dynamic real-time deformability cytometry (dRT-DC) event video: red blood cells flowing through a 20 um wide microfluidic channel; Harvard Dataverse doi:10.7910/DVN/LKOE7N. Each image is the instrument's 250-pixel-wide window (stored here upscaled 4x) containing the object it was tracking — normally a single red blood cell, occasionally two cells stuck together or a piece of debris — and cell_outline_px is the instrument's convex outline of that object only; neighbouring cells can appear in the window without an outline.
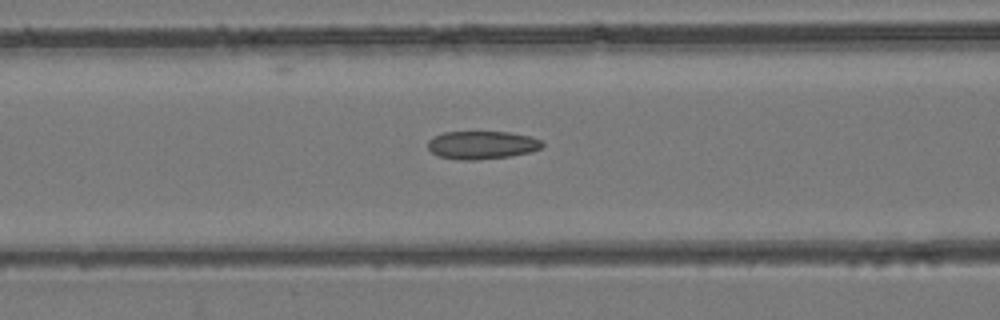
{"species": "common noctule bat (a hibernating species)", "species_latin": "Nyctalus noctula", "temperature_condition": "room temperature", "stored_images_in_passage": 47, "camera_frame_rate_fps": 3000, "um_per_image_px": 0.085, "animal": {"sex": "female", "body_mass_g": 24.6, "forearm_length_mm": 56.2}, "frame": {"image": 1, "passage_image": 19, "time_ms": 6.0, "image_size_px": [1000, 320], "cell_outline_px": [[544, 144], [540, 148], [528, 152], [508, 156], [476, 160], [460, 160], [440, 156], [432, 152], [428, 148], [428, 140], [444, 132], [508, 132], [528, 136], [540, 140]], "centroid_in_image_um": [40.94, 12.32], "position_along_channel_um": 125.7, "area_um2": 18.38}}
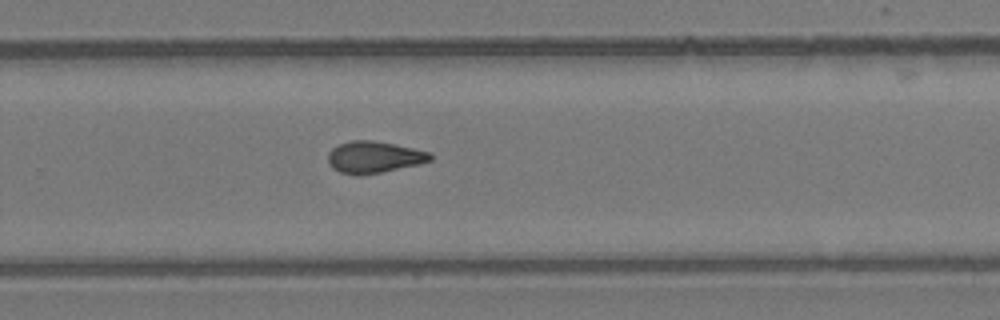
{"frame": {"image": 2, "passage_image": 31, "time_ms": 10.0, "image_size_px": [1000, 320], "cell_outline_px": [[432, 160], [420, 164], [380, 172], [340, 172], [332, 168], [328, 164], [328, 152], [332, 148], [340, 144], [352, 140], [372, 140], [396, 144], [432, 152]], "centroid_in_image_um": [31.84, 13.31], "position_along_channel_um": 298.0, "area_um2": 18.5}}
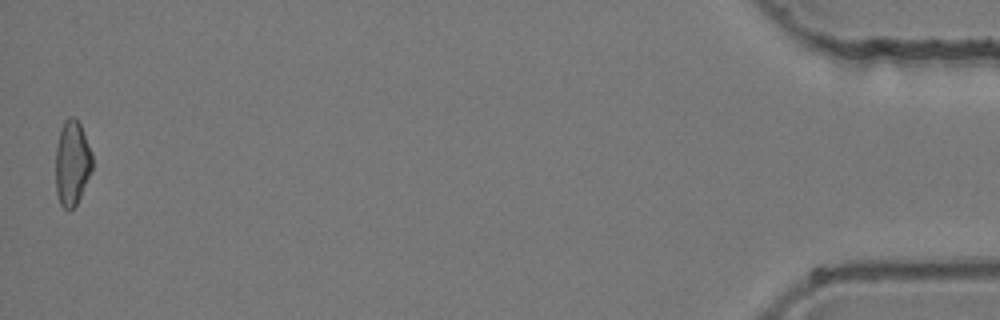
{"frame": {"image": 3, "passage_image": 47, "time_ms": 15.333, "image_size_px": [1000, 320], "cell_outline_px": [[92, 168], [80, 196], [76, 204], [68, 212], [60, 204], [56, 192], [56, 148], [60, 128], [64, 120], [68, 116], [76, 116], [80, 124], [92, 152]], "centroid_in_image_um": [6.11, 13.82], "position_along_channel_um": 429.1, "area_um2": 18.21}}